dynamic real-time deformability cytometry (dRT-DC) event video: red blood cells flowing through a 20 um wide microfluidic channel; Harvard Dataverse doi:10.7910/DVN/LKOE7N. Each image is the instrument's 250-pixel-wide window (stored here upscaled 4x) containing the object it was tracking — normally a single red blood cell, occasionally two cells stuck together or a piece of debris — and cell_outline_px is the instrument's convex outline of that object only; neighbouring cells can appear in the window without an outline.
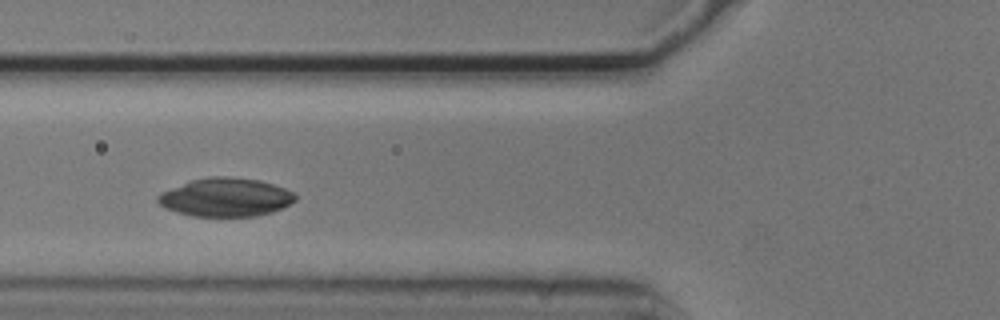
{"species": "common noctule bat (a hibernating species)", "species_latin": "Nyctalus noctula", "temperature_condition": "cold", "stored_images_in_passage": 10, "camera_frame_rate_fps": 3000, "um_per_image_px": 0.085, "animal": {"sex": "male", "body_mass_g": 20.5, "forearm_length_mm": 52.5}, "frame": {"image": 1, "passage_image": 2, "time_ms": 0.333, "image_size_px": [1000, 320], "cell_outline_px": [[296, 200], [284, 208], [260, 216], [192, 216], [164, 208], [156, 200], [156, 196], [164, 192], [192, 180], [208, 176], [224, 176], [260, 180], [284, 188], [292, 192], [296, 196]], "centroid_in_image_um": [19.21, 16.78], "position_along_channel_um": 106.6, "area_um2": 30.69}}
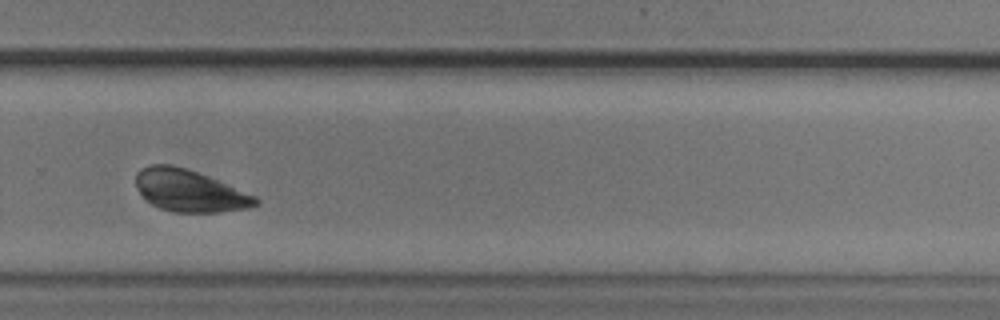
{"frame": {"image": 2, "passage_image": 7, "time_ms": 2.0, "image_size_px": [1000, 320], "cell_outline_px": [[260, 204], [248, 208], [220, 212], [172, 212], [160, 208], [144, 200], [136, 188], [136, 172], [140, 168], [148, 164], [172, 164], [188, 168], [208, 176], [256, 196], [260, 200]], "centroid_in_image_um": [16.08, 16.2], "position_along_channel_um": 313.7, "area_um2": 29.65}}